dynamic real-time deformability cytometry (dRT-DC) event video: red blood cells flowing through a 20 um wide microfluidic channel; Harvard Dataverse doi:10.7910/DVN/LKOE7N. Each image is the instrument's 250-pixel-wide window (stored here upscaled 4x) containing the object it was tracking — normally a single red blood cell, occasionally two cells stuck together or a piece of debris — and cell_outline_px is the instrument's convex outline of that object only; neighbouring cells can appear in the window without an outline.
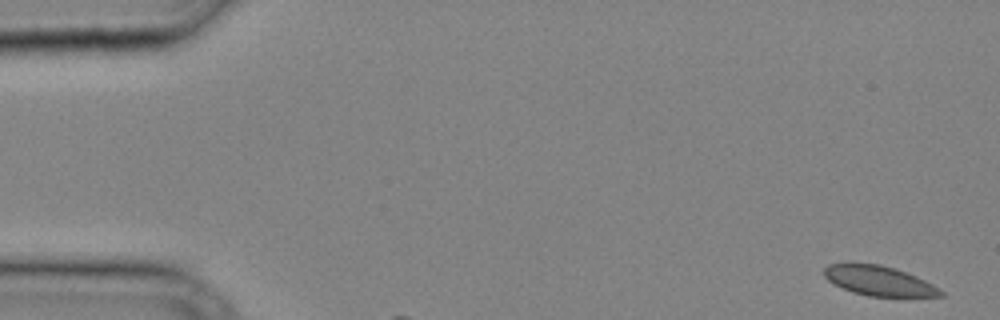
{"species": "common noctule bat (a hibernating species)", "species_latin": "Nyctalus noctula", "temperature_condition": "cold", "stored_images_in_passage": 27, "camera_frame_rate_fps": 3000, "um_per_image_px": 0.085, "animal": {"sex": "male", "body_mass_g": 20.4}, "frame": {"image": 1, "passage_image": 1, "time_ms": 0.0, "image_size_px": [1000, 320], "cell_outline_px": [[944, 296], [868, 296], [852, 292], [832, 284], [824, 276], [824, 268], [828, 264], [880, 264], [896, 268], [916, 276], [940, 288], [944, 292]], "centroid_in_image_um": [74.71, 23.87], "position_along_channel_um": 10.3, "area_um2": 20.11}}
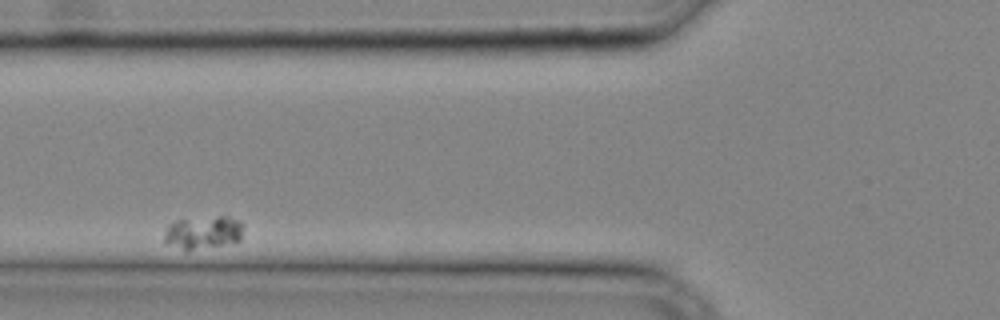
{"frame": {"image": 2, "passage_image": 7, "time_ms": 2.0, "image_size_px": [1000, 320], "cell_outline_px": [[244, 224], [240, 240], [220, 244], [192, 248], [184, 248], [164, 244], [164, 232], [168, 224], [176, 220], [216, 216], [228, 216], [240, 220]], "centroid_in_image_um": [17.26, 19.7], "position_along_channel_um": 108.5, "area_um2": 14.85}}
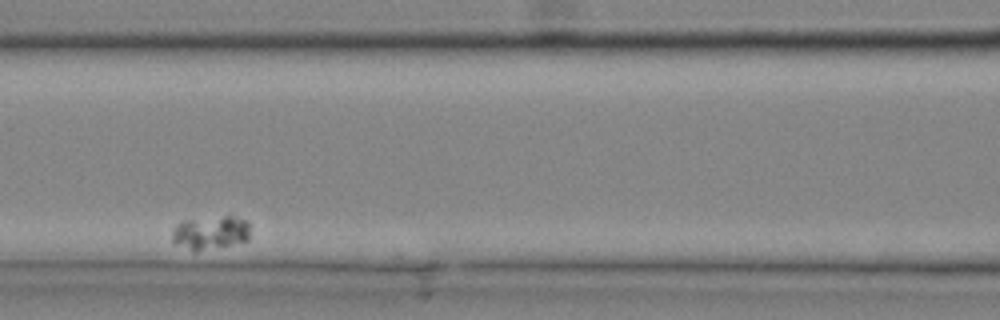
{"frame": {"image": 3, "passage_image": 10, "time_ms": 3.0, "image_size_px": [1000, 320], "cell_outline_px": [[248, 240], [228, 244], [200, 248], [192, 248], [176, 244], [172, 240], [172, 232], [176, 224], [184, 220], [224, 216], [232, 216], [248, 220]], "centroid_in_image_um": [17.89, 19.7], "position_along_channel_um": 148.7, "area_um2": 14.39}}